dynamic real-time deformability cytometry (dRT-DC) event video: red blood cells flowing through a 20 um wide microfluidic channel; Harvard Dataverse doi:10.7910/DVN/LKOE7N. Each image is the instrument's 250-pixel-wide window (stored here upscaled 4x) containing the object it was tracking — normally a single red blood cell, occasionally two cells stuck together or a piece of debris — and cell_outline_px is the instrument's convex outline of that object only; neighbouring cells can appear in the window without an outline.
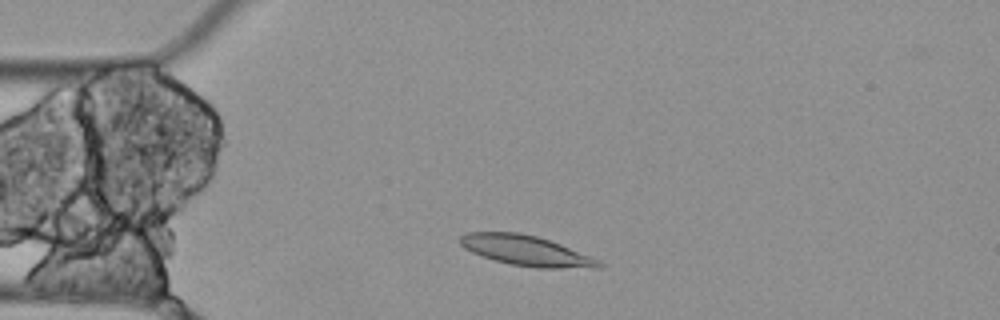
{"species": "Egyptian fruit bat (a non-hibernating species)", "species_latin": "Rousettus aegyptiacus", "temperature_condition": "cold", "stored_images_in_passage": 9, "camera_frame_rate_fps": 3000, "um_per_image_px": 0.085, "animal": {"sex": "female"}, "frame": {"image": 1, "passage_image": 2, "time_ms": 0.333, "image_size_px": [1000, 320], "cell_outline_px": [[604, 264], [600, 268], [536, 268], [508, 264], [472, 252], [464, 248], [460, 244], [460, 236], [464, 232], [520, 232], [536, 236], [560, 244], [600, 260]], "centroid_in_image_um": [44.72, 21.31], "position_along_channel_um": 40.3, "area_um2": 24.39}}
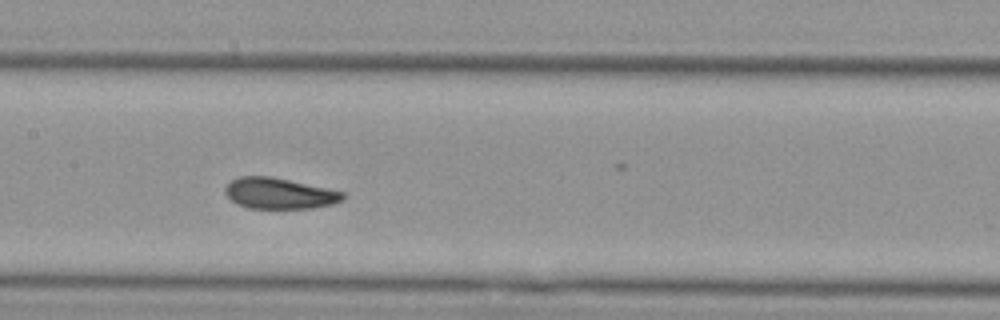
{"frame": {"image": 2, "passage_image": 6, "time_ms": 1.667, "image_size_px": [1000, 320], "cell_outline_px": [[344, 200], [332, 204], [312, 208], [248, 208], [236, 204], [224, 192], [224, 188], [232, 180], [240, 176], [272, 176], [344, 192]], "centroid_in_image_um": [23.73, 16.44], "position_along_channel_um": 183.7, "area_um2": 21.15}}
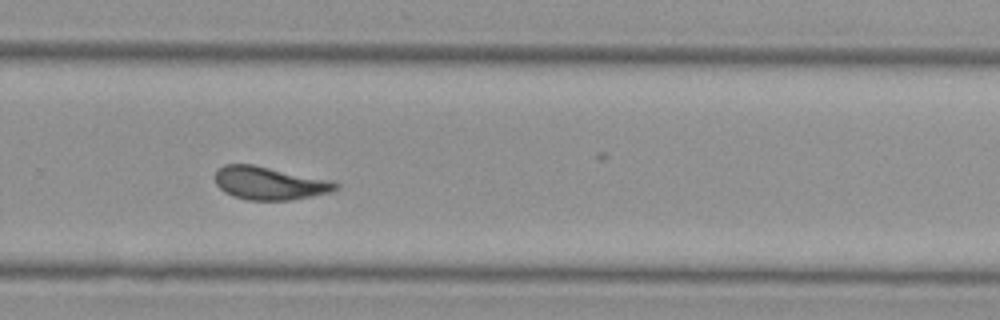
{"frame": {"image": 3, "passage_image": 9, "time_ms": 2.667, "image_size_px": [1000, 320], "cell_outline_px": [[340, 188], [332, 192], [292, 200], [248, 200], [232, 196], [224, 192], [216, 184], [216, 168], [224, 164], [252, 164], [336, 180], [340, 184]], "centroid_in_image_um": [22.97, 15.56], "position_along_channel_um": 306.8, "area_um2": 23.76}}